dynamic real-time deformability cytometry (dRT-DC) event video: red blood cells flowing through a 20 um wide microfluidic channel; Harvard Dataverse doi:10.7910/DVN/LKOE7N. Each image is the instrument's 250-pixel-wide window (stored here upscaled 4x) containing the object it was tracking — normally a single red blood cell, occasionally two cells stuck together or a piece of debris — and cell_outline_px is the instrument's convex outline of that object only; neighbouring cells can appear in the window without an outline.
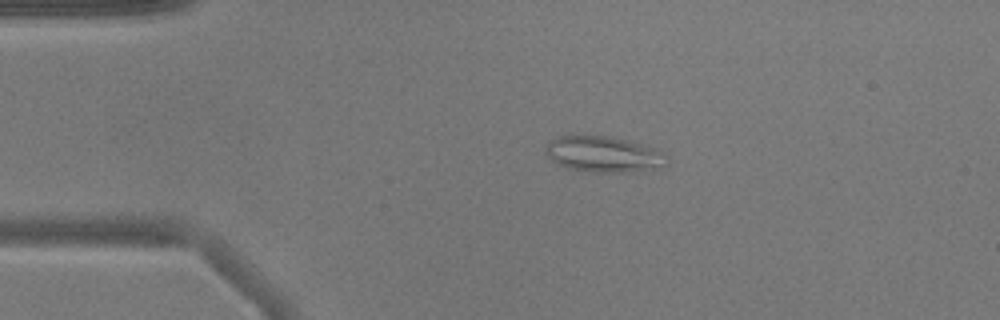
{"species": "common noctule bat (a hibernating species)", "species_latin": "Nyctalus noctula", "temperature_condition": "warm", "stored_images_in_passage": 51, "camera_frame_rate_fps": 3000, "um_per_image_px": 0.085, "animal": {"sex": "male", "body_mass_g": 17.9}, "frame": {"image": 1, "passage_image": 10, "time_ms": 3.0, "image_size_px": [1000, 320], "cell_outline_px": [[668, 164], [640, 172], [596, 172], [568, 168], [552, 160], [544, 152], [544, 148], [552, 140], [560, 136], [608, 136], [640, 144], [664, 152], [668, 156]], "centroid_in_image_um": [51.34, 13.13], "position_along_channel_um": 33.7, "area_um2": 25.09}}
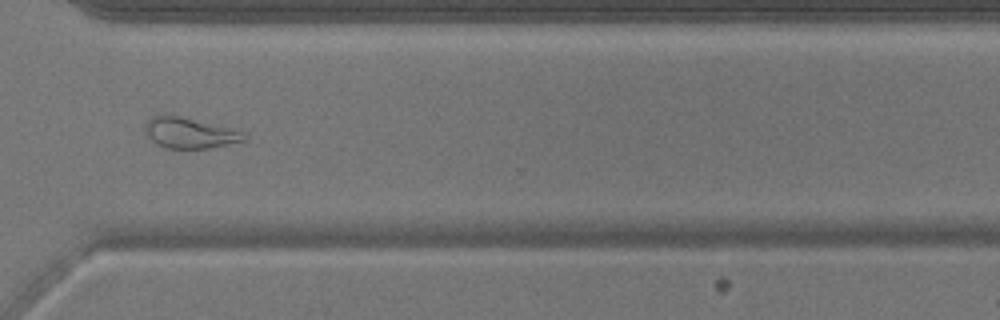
{"frame": {"image": 2, "passage_image": 38, "time_ms": 12.333, "image_size_px": [1000, 320], "cell_outline_px": [[248, 140], [208, 148], [168, 148], [156, 144], [148, 136], [144, 128], [148, 120], [152, 116], [164, 112], [248, 132]], "centroid_in_image_um": [16.15, 11.27], "position_along_channel_um": 354.4, "area_um2": 18.03}}
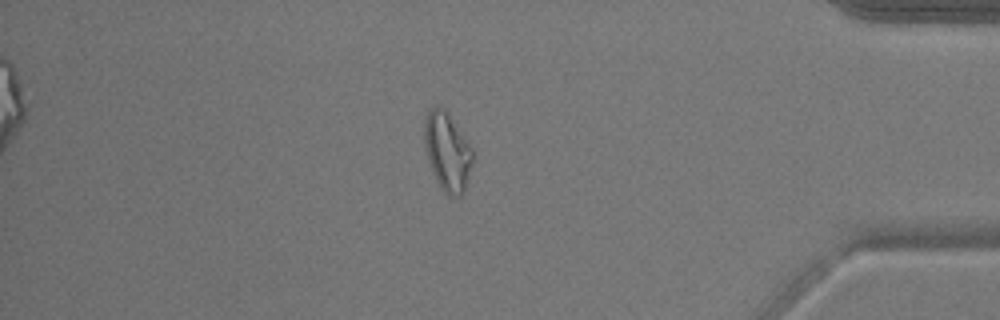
{"frame": {"image": 3, "passage_image": 44, "time_ms": 14.333, "image_size_px": [1000, 320], "cell_outline_px": [[472, 164], [468, 180], [464, 192], [460, 196], [448, 196], [440, 188], [432, 172], [428, 160], [424, 144], [424, 120], [428, 108], [436, 104], [440, 104], [448, 112], [472, 148]], "centroid_in_image_um": [38.0, 12.85], "position_along_channel_um": 397.2, "area_um2": 22.43}, "authors_computed_cell_mechanics": {"area_um2": 20.9236, "velocity_mm_per_s": 3.8536, "shape_relaxation_time_tau1_ms": null, "shape_relaxation_time_tau2_ms": 3.3254, "deformation_change_tau1": null, "deformation_change_tau2": 0.1248}}